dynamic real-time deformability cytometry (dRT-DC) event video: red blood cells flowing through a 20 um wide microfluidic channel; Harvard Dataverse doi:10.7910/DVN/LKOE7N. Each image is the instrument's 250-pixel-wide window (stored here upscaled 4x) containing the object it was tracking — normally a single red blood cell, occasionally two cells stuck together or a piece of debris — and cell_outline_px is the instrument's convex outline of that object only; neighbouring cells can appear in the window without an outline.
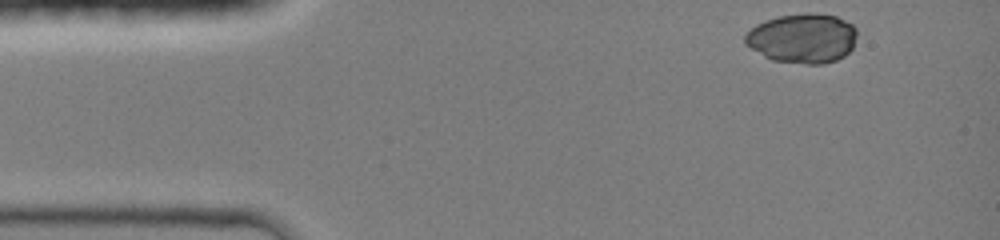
{"species": "common noctule bat (a hibernating species)", "species_latin": "Nyctalus noctula", "temperature_condition": "room temperature", "stored_images_in_passage": 36, "camera_frame_rate_fps": 3000, "um_per_image_px": 0.085, "animal": {"sex": "female", "body_mass_g": 19.0, "forearm_length_mm": 51.5}, "frame": {"image": 1, "passage_image": 1, "time_ms": 0.0, "image_size_px": [1000, 240], "cell_outline_px": [[856, 36], [852, 48], [844, 56], [836, 60], [824, 64], [804, 64], [772, 60], [764, 56], [744, 44], [744, 36], [756, 24], [764, 20], [780, 16], [808, 12], [816, 12], [836, 16], [852, 24], [856, 28]], "centroid_in_image_um": [68.21, 3.25], "position_along_channel_um": 16.8, "area_um2": 32.54}}